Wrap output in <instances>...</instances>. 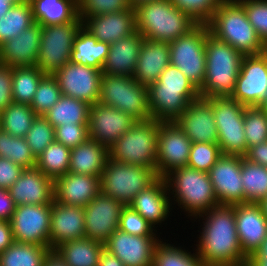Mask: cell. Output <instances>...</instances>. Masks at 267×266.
<instances>
[{"mask_svg":"<svg viewBox=\"0 0 267 266\" xmlns=\"http://www.w3.org/2000/svg\"><path fill=\"white\" fill-rule=\"evenodd\" d=\"M35 23L29 0L14 4L0 18V45L21 34Z\"/></svg>","mask_w":267,"mask_h":266,"instance_id":"obj_39","label":"cell"},{"mask_svg":"<svg viewBox=\"0 0 267 266\" xmlns=\"http://www.w3.org/2000/svg\"><path fill=\"white\" fill-rule=\"evenodd\" d=\"M33 19L41 26L74 22L79 18L78 0H29Z\"/></svg>","mask_w":267,"mask_h":266,"instance_id":"obj_31","label":"cell"},{"mask_svg":"<svg viewBox=\"0 0 267 266\" xmlns=\"http://www.w3.org/2000/svg\"><path fill=\"white\" fill-rule=\"evenodd\" d=\"M267 96V55L244 56L231 97L247 107L259 106Z\"/></svg>","mask_w":267,"mask_h":266,"instance_id":"obj_14","label":"cell"},{"mask_svg":"<svg viewBox=\"0 0 267 266\" xmlns=\"http://www.w3.org/2000/svg\"><path fill=\"white\" fill-rule=\"evenodd\" d=\"M15 203L8 190L0 188V220L10 221L15 211Z\"/></svg>","mask_w":267,"mask_h":266,"instance_id":"obj_57","label":"cell"},{"mask_svg":"<svg viewBox=\"0 0 267 266\" xmlns=\"http://www.w3.org/2000/svg\"><path fill=\"white\" fill-rule=\"evenodd\" d=\"M264 53L267 55V43L265 44V50Z\"/></svg>","mask_w":267,"mask_h":266,"instance_id":"obj_68","label":"cell"},{"mask_svg":"<svg viewBox=\"0 0 267 266\" xmlns=\"http://www.w3.org/2000/svg\"><path fill=\"white\" fill-rule=\"evenodd\" d=\"M8 191L16 206L51 204L54 200L53 180L36 167L24 169Z\"/></svg>","mask_w":267,"mask_h":266,"instance_id":"obj_24","label":"cell"},{"mask_svg":"<svg viewBox=\"0 0 267 266\" xmlns=\"http://www.w3.org/2000/svg\"><path fill=\"white\" fill-rule=\"evenodd\" d=\"M148 1H154V0H128V3L132 8H135L138 5L148 2Z\"/></svg>","mask_w":267,"mask_h":266,"instance_id":"obj_65","label":"cell"},{"mask_svg":"<svg viewBox=\"0 0 267 266\" xmlns=\"http://www.w3.org/2000/svg\"><path fill=\"white\" fill-rule=\"evenodd\" d=\"M51 206H16L10 219L14 241L49 247Z\"/></svg>","mask_w":267,"mask_h":266,"instance_id":"obj_13","label":"cell"},{"mask_svg":"<svg viewBox=\"0 0 267 266\" xmlns=\"http://www.w3.org/2000/svg\"><path fill=\"white\" fill-rule=\"evenodd\" d=\"M158 89L181 92L190 102L200 98L199 89L173 65H168L153 83Z\"/></svg>","mask_w":267,"mask_h":266,"instance_id":"obj_44","label":"cell"},{"mask_svg":"<svg viewBox=\"0 0 267 266\" xmlns=\"http://www.w3.org/2000/svg\"><path fill=\"white\" fill-rule=\"evenodd\" d=\"M207 26L210 34L231 45L243 56L261 54L265 50V44L237 0H224Z\"/></svg>","mask_w":267,"mask_h":266,"instance_id":"obj_3","label":"cell"},{"mask_svg":"<svg viewBox=\"0 0 267 266\" xmlns=\"http://www.w3.org/2000/svg\"><path fill=\"white\" fill-rule=\"evenodd\" d=\"M99 266H125L122 261L108 252L106 249H103L100 258Z\"/></svg>","mask_w":267,"mask_h":266,"instance_id":"obj_59","label":"cell"},{"mask_svg":"<svg viewBox=\"0 0 267 266\" xmlns=\"http://www.w3.org/2000/svg\"><path fill=\"white\" fill-rule=\"evenodd\" d=\"M169 64V43L144 38L132 77L139 83L149 86L158 80Z\"/></svg>","mask_w":267,"mask_h":266,"instance_id":"obj_28","label":"cell"},{"mask_svg":"<svg viewBox=\"0 0 267 266\" xmlns=\"http://www.w3.org/2000/svg\"><path fill=\"white\" fill-rule=\"evenodd\" d=\"M45 74L37 66L13 67L12 96L15 103L30 105Z\"/></svg>","mask_w":267,"mask_h":266,"instance_id":"obj_40","label":"cell"},{"mask_svg":"<svg viewBox=\"0 0 267 266\" xmlns=\"http://www.w3.org/2000/svg\"><path fill=\"white\" fill-rule=\"evenodd\" d=\"M244 133L247 150L267 141V115L258 107H246L244 112Z\"/></svg>","mask_w":267,"mask_h":266,"instance_id":"obj_46","label":"cell"},{"mask_svg":"<svg viewBox=\"0 0 267 266\" xmlns=\"http://www.w3.org/2000/svg\"><path fill=\"white\" fill-rule=\"evenodd\" d=\"M0 157L11 160L24 169L35 168L36 158L25 137H15L0 128Z\"/></svg>","mask_w":267,"mask_h":266,"instance_id":"obj_42","label":"cell"},{"mask_svg":"<svg viewBox=\"0 0 267 266\" xmlns=\"http://www.w3.org/2000/svg\"><path fill=\"white\" fill-rule=\"evenodd\" d=\"M143 39V36L137 31L110 44L109 53L102 67V73L133 76Z\"/></svg>","mask_w":267,"mask_h":266,"instance_id":"obj_29","label":"cell"},{"mask_svg":"<svg viewBox=\"0 0 267 266\" xmlns=\"http://www.w3.org/2000/svg\"><path fill=\"white\" fill-rule=\"evenodd\" d=\"M254 254L258 258H267V236Z\"/></svg>","mask_w":267,"mask_h":266,"instance_id":"obj_63","label":"cell"},{"mask_svg":"<svg viewBox=\"0 0 267 266\" xmlns=\"http://www.w3.org/2000/svg\"><path fill=\"white\" fill-rule=\"evenodd\" d=\"M109 48V43L98 41L81 27L74 39L70 62L90 66L102 71Z\"/></svg>","mask_w":267,"mask_h":266,"instance_id":"obj_33","label":"cell"},{"mask_svg":"<svg viewBox=\"0 0 267 266\" xmlns=\"http://www.w3.org/2000/svg\"><path fill=\"white\" fill-rule=\"evenodd\" d=\"M24 1H26V0H13V2H15V3H20V2H24Z\"/></svg>","mask_w":267,"mask_h":266,"instance_id":"obj_67","label":"cell"},{"mask_svg":"<svg viewBox=\"0 0 267 266\" xmlns=\"http://www.w3.org/2000/svg\"><path fill=\"white\" fill-rule=\"evenodd\" d=\"M198 24H207L224 0H170Z\"/></svg>","mask_w":267,"mask_h":266,"instance_id":"obj_49","label":"cell"},{"mask_svg":"<svg viewBox=\"0 0 267 266\" xmlns=\"http://www.w3.org/2000/svg\"><path fill=\"white\" fill-rule=\"evenodd\" d=\"M43 266H68L55 250H50L45 256Z\"/></svg>","mask_w":267,"mask_h":266,"instance_id":"obj_60","label":"cell"},{"mask_svg":"<svg viewBox=\"0 0 267 266\" xmlns=\"http://www.w3.org/2000/svg\"><path fill=\"white\" fill-rule=\"evenodd\" d=\"M241 177L244 189V203H256L267 197V168L243 158Z\"/></svg>","mask_w":267,"mask_h":266,"instance_id":"obj_37","label":"cell"},{"mask_svg":"<svg viewBox=\"0 0 267 266\" xmlns=\"http://www.w3.org/2000/svg\"><path fill=\"white\" fill-rule=\"evenodd\" d=\"M71 149L54 141L36 158V168L53 181L68 173Z\"/></svg>","mask_w":267,"mask_h":266,"instance_id":"obj_38","label":"cell"},{"mask_svg":"<svg viewBox=\"0 0 267 266\" xmlns=\"http://www.w3.org/2000/svg\"><path fill=\"white\" fill-rule=\"evenodd\" d=\"M170 196L164 178L159 177L146 190L137 194L128 206L156 229L155 225L161 224L170 216L169 210L173 204Z\"/></svg>","mask_w":267,"mask_h":266,"instance_id":"obj_27","label":"cell"},{"mask_svg":"<svg viewBox=\"0 0 267 266\" xmlns=\"http://www.w3.org/2000/svg\"><path fill=\"white\" fill-rule=\"evenodd\" d=\"M164 180L169 194L174 195L172 200L188 216L195 218L219 204L208 172L185 166L168 173Z\"/></svg>","mask_w":267,"mask_h":266,"instance_id":"obj_5","label":"cell"},{"mask_svg":"<svg viewBox=\"0 0 267 266\" xmlns=\"http://www.w3.org/2000/svg\"><path fill=\"white\" fill-rule=\"evenodd\" d=\"M12 69L13 67L0 63V112L14 102L12 96Z\"/></svg>","mask_w":267,"mask_h":266,"instance_id":"obj_54","label":"cell"},{"mask_svg":"<svg viewBox=\"0 0 267 266\" xmlns=\"http://www.w3.org/2000/svg\"><path fill=\"white\" fill-rule=\"evenodd\" d=\"M81 27L80 17L66 24L42 26L36 66L44 74L53 75L70 61L74 39Z\"/></svg>","mask_w":267,"mask_h":266,"instance_id":"obj_11","label":"cell"},{"mask_svg":"<svg viewBox=\"0 0 267 266\" xmlns=\"http://www.w3.org/2000/svg\"><path fill=\"white\" fill-rule=\"evenodd\" d=\"M99 103L123 111L136 121L152 119L148 86L132 76L102 74Z\"/></svg>","mask_w":267,"mask_h":266,"instance_id":"obj_6","label":"cell"},{"mask_svg":"<svg viewBox=\"0 0 267 266\" xmlns=\"http://www.w3.org/2000/svg\"><path fill=\"white\" fill-rule=\"evenodd\" d=\"M236 230L243 253L249 257L267 236V218L256 203L234 205Z\"/></svg>","mask_w":267,"mask_h":266,"instance_id":"obj_22","label":"cell"},{"mask_svg":"<svg viewBox=\"0 0 267 266\" xmlns=\"http://www.w3.org/2000/svg\"><path fill=\"white\" fill-rule=\"evenodd\" d=\"M246 266H267V258H258L253 253L247 258Z\"/></svg>","mask_w":267,"mask_h":266,"instance_id":"obj_61","label":"cell"},{"mask_svg":"<svg viewBox=\"0 0 267 266\" xmlns=\"http://www.w3.org/2000/svg\"><path fill=\"white\" fill-rule=\"evenodd\" d=\"M25 139L30 146L31 153L37 158L46 147L55 141V128L43 116H37Z\"/></svg>","mask_w":267,"mask_h":266,"instance_id":"obj_47","label":"cell"},{"mask_svg":"<svg viewBox=\"0 0 267 266\" xmlns=\"http://www.w3.org/2000/svg\"><path fill=\"white\" fill-rule=\"evenodd\" d=\"M156 236L131 235L117 229L104 243V249L119 258L125 266H152Z\"/></svg>","mask_w":267,"mask_h":266,"instance_id":"obj_19","label":"cell"},{"mask_svg":"<svg viewBox=\"0 0 267 266\" xmlns=\"http://www.w3.org/2000/svg\"><path fill=\"white\" fill-rule=\"evenodd\" d=\"M104 244L90 238L69 240L54 250L68 266H99Z\"/></svg>","mask_w":267,"mask_h":266,"instance_id":"obj_34","label":"cell"},{"mask_svg":"<svg viewBox=\"0 0 267 266\" xmlns=\"http://www.w3.org/2000/svg\"><path fill=\"white\" fill-rule=\"evenodd\" d=\"M160 123L156 119L135 122L109 147V158L120 163L150 167L156 172Z\"/></svg>","mask_w":267,"mask_h":266,"instance_id":"obj_7","label":"cell"},{"mask_svg":"<svg viewBox=\"0 0 267 266\" xmlns=\"http://www.w3.org/2000/svg\"><path fill=\"white\" fill-rule=\"evenodd\" d=\"M84 209L81 206L60 204L53 200L49 231V248L61 243L85 238Z\"/></svg>","mask_w":267,"mask_h":266,"instance_id":"obj_23","label":"cell"},{"mask_svg":"<svg viewBox=\"0 0 267 266\" xmlns=\"http://www.w3.org/2000/svg\"><path fill=\"white\" fill-rule=\"evenodd\" d=\"M53 189L56 202L85 207L100 192V177L68 172L53 181Z\"/></svg>","mask_w":267,"mask_h":266,"instance_id":"obj_26","label":"cell"},{"mask_svg":"<svg viewBox=\"0 0 267 266\" xmlns=\"http://www.w3.org/2000/svg\"><path fill=\"white\" fill-rule=\"evenodd\" d=\"M192 143H218V129L210 103L199 98L175 120Z\"/></svg>","mask_w":267,"mask_h":266,"instance_id":"obj_21","label":"cell"},{"mask_svg":"<svg viewBox=\"0 0 267 266\" xmlns=\"http://www.w3.org/2000/svg\"><path fill=\"white\" fill-rule=\"evenodd\" d=\"M264 44L267 43V0H237Z\"/></svg>","mask_w":267,"mask_h":266,"instance_id":"obj_51","label":"cell"},{"mask_svg":"<svg viewBox=\"0 0 267 266\" xmlns=\"http://www.w3.org/2000/svg\"><path fill=\"white\" fill-rule=\"evenodd\" d=\"M90 104L61 95L58 102L43 117L55 128L66 124H88Z\"/></svg>","mask_w":267,"mask_h":266,"instance_id":"obj_35","label":"cell"},{"mask_svg":"<svg viewBox=\"0 0 267 266\" xmlns=\"http://www.w3.org/2000/svg\"><path fill=\"white\" fill-rule=\"evenodd\" d=\"M249 162L262 165L267 168V141L250 147L244 156Z\"/></svg>","mask_w":267,"mask_h":266,"instance_id":"obj_56","label":"cell"},{"mask_svg":"<svg viewBox=\"0 0 267 266\" xmlns=\"http://www.w3.org/2000/svg\"><path fill=\"white\" fill-rule=\"evenodd\" d=\"M79 17L87 18L130 9L128 0H78Z\"/></svg>","mask_w":267,"mask_h":266,"instance_id":"obj_52","label":"cell"},{"mask_svg":"<svg viewBox=\"0 0 267 266\" xmlns=\"http://www.w3.org/2000/svg\"><path fill=\"white\" fill-rule=\"evenodd\" d=\"M14 242L10 221L0 220V254Z\"/></svg>","mask_w":267,"mask_h":266,"instance_id":"obj_58","label":"cell"},{"mask_svg":"<svg viewBox=\"0 0 267 266\" xmlns=\"http://www.w3.org/2000/svg\"><path fill=\"white\" fill-rule=\"evenodd\" d=\"M258 107L267 115V96Z\"/></svg>","mask_w":267,"mask_h":266,"instance_id":"obj_66","label":"cell"},{"mask_svg":"<svg viewBox=\"0 0 267 266\" xmlns=\"http://www.w3.org/2000/svg\"><path fill=\"white\" fill-rule=\"evenodd\" d=\"M82 27L98 41L112 44L137 32L135 8L80 18Z\"/></svg>","mask_w":267,"mask_h":266,"instance_id":"obj_20","label":"cell"},{"mask_svg":"<svg viewBox=\"0 0 267 266\" xmlns=\"http://www.w3.org/2000/svg\"><path fill=\"white\" fill-rule=\"evenodd\" d=\"M195 218L204 220L195 251L205 266H246L248 257L239 243L234 205L218 204Z\"/></svg>","mask_w":267,"mask_h":266,"instance_id":"obj_1","label":"cell"},{"mask_svg":"<svg viewBox=\"0 0 267 266\" xmlns=\"http://www.w3.org/2000/svg\"><path fill=\"white\" fill-rule=\"evenodd\" d=\"M23 171L22 166L0 157V188L8 190L18 180Z\"/></svg>","mask_w":267,"mask_h":266,"instance_id":"obj_55","label":"cell"},{"mask_svg":"<svg viewBox=\"0 0 267 266\" xmlns=\"http://www.w3.org/2000/svg\"><path fill=\"white\" fill-rule=\"evenodd\" d=\"M61 95V89L55 77L45 74L37 86L30 107L37 116H43L58 102Z\"/></svg>","mask_w":267,"mask_h":266,"instance_id":"obj_45","label":"cell"},{"mask_svg":"<svg viewBox=\"0 0 267 266\" xmlns=\"http://www.w3.org/2000/svg\"><path fill=\"white\" fill-rule=\"evenodd\" d=\"M50 250L46 246L14 241L0 254V266H43Z\"/></svg>","mask_w":267,"mask_h":266,"instance_id":"obj_36","label":"cell"},{"mask_svg":"<svg viewBox=\"0 0 267 266\" xmlns=\"http://www.w3.org/2000/svg\"><path fill=\"white\" fill-rule=\"evenodd\" d=\"M36 117L30 105L12 102L0 112V128L12 136L25 137Z\"/></svg>","mask_w":267,"mask_h":266,"instance_id":"obj_41","label":"cell"},{"mask_svg":"<svg viewBox=\"0 0 267 266\" xmlns=\"http://www.w3.org/2000/svg\"><path fill=\"white\" fill-rule=\"evenodd\" d=\"M221 155L217 143H192L187 166L199 171L209 172Z\"/></svg>","mask_w":267,"mask_h":266,"instance_id":"obj_48","label":"cell"},{"mask_svg":"<svg viewBox=\"0 0 267 266\" xmlns=\"http://www.w3.org/2000/svg\"><path fill=\"white\" fill-rule=\"evenodd\" d=\"M118 229L131 235L157 236V230L130 206L122 209Z\"/></svg>","mask_w":267,"mask_h":266,"instance_id":"obj_50","label":"cell"},{"mask_svg":"<svg viewBox=\"0 0 267 266\" xmlns=\"http://www.w3.org/2000/svg\"><path fill=\"white\" fill-rule=\"evenodd\" d=\"M102 71L90 66L66 63L53 74L61 94L93 105L99 102Z\"/></svg>","mask_w":267,"mask_h":266,"instance_id":"obj_15","label":"cell"},{"mask_svg":"<svg viewBox=\"0 0 267 266\" xmlns=\"http://www.w3.org/2000/svg\"><path fill=\"white\" fill-rule=\"evenodd\" d=\"M149 109L152 119L174 122L190 101L179 91L161 90L153 83L148 86Z\"/></svg>","mask_w":267,"mask_h":266,"instance_id":"obj_32","label":"cell"},{"mask_svg":"<svg viewBox=\"0 0 267 266\" xmlns=\"http://www.w3.org/2000/svg\"><path fill=\"white\" fill-rule=\"evenodd\" d=\"M159 177L150 167L108 159L100 176V192L128 206L134 197Z\"/></svg>","mask_w":267,"mask_h":266,"instance_id":"obj_8","label":"cell"},{"mask_svg":"<svg viewBox=\"0 0 267 266\" xmlns=\"http://www.w3.org/2000/svg\"><path fill=\"white\" fill-rule=\"evenodd\" d=\"M191 146V140L175 121L161 122L157 138V176L164 178L173 170L187 166Z\"/></svg>","mask_w":267,"mask_h":266,"instance_id":"obj_12","label":"cell"},{"mask_svg":"<svg viewBox=\"0 0 267 266\" xmlns=\"http://www.w3.org/2000/svg\"><path fill=\"white\" fill-rule=\"evenodd\" d=\"M206 71L200 98L231 96L239 76L243 55L231 45L207 33Z\"/></svg>","mask_w":267,"mask_h":266,"instance_id":"obj_2","label":"cell"},{"mask_svg":"<svg viewBox=\"0 0 267 266\" xmlns=\"http://www.w3.org/2000/svg\"><path fill=\"white\" fill-rule=\"evenodd\" d=\"M123 203L99 192L84 209L85 237L105 243L119 227Z\"/></svg>","mask_w":267,"mask_h":266,"instance_id":"obj_16","label":"cell"},{"mask_svg":"<svg viewBox=\"0 0 267 266\" xmlns=\"http://www.w3.org/2000/svg\"><path fill=\"white\" fill-rule=\"evenodd\" d=\"M243 156L222 154L209 173L215 197L221 205L244 203V189L241 177Z\"/></svg>","mask_w":267,"mask_h":266,"instance_id":"obj_17","label":"cell"},{"mask_svg":"<svg viewBox=\"0 0 267 266\" xmlns=\"http://www.w3.org/2000/svg\"><path fill=\"white\" fill-rule=\"evenodd\" d=\"M109 159V148L90 138L71 149L68 172L101 176Z\"/></svg>","mask_w":267,"mask_h":266,"instance_id":"obj_30","label":"cell"},{"mask_svg":"<svg viewBox=\"0 0 267 266\" xmlns=\"http://www.w3.org/2000/svg\"><path fill=\"white\" fill-rule=\"evenodd\" d=\"M159 241L155 246L152 266H205L197 252Z\"/></svg>","mask_w":267,"mask_h":266,"instance_id":"obj_43","label":"cell"},{"mask_svg":"<svg viewBox=\"0 0 267 266\" xmlns=\"http://www.w3.org/2000/svg\"><path fill=\"white\" fill-rule=\"evenodd\" d=\"M213 110L218 129V145L222 154L245 156L244 112L247 106L231 96L206 99Z\"/></svg>","mask_w":267,"mask_h":266,"instance_id":"obj_9","label":"cell"},{"mask_svg":"<svg viewBox=\"0 0 267 266\" xmlns=\"http://www.w3.org/2000/svg\"><path fill=\"white\" fill-rule=\"evenodd\" d=\"M137 122L123 111L99 102L90 106L88 136L109 148Z\"/></svg>","mask_w":267,"mask_h":266,"instance_id":"obj_18","label":"cell"},{"mask_svg":"<svg viewBox=\"0 0 267 266\" xmlns=\"http://www.w3.org/2000/svg\"><path fill=\"white\" fill-rule=\"evenodd\" d=\"M16 4L13 0H0V18H2L7 11Z\"/></svg>","mask_w":267,"mask_h":266,"instance_id":"obj_62","label":"cell"},{"mask_svg":"<svg viewBox=\"0 0 267 266\" xmlns=\"http://www.w3.org/2000/svg\"><path fill=\"white\" fill-rule=\"evenodd\" d=\"M42 26L34 23L0 45V63L11 67L36 66Z\"/></svg>","mask_w":267,"mask_h":266,"instance_id":"obj_25","label":"cell"},{"mask_svg":"<svg viewBox=\"0 0 267 266\" xmlns=\"http://www.w3.org/2000/svg\"><path fill=\"white\" fill-rule=\"evenodd\" d=\"M258 205L260 206L264 216L267 218V197L261 200Z\"/></svg>","mask_w":267,"mask_h":266,"instance_id":"obj_64","label":"cell"},{"mask_svg":"<svg viewBox=\"0 0 267 266\" xmlns=\"http://www.w3.org/2000/svg\"><path fill=\"white\" fill-rule=\"evenodd\" d=\"M88 136V124H62L55 127V141L72 149L85 142Z\"/></svg>","mask_w":267,"mask_h":266,"instance_id":"obj_53","label":"cell"},{"mask_svg":"<svg viewBox=\"0 0 267 266\" xmlns=\"http://www.w3.org/2000/svg\"><path fill=\"white\" fill-rule=\"evenodd\" d=\"M208 32L207 24H197L188 33L169 43L170 65L180 69L198 89L205 78Z\"/></svg>","mask_w":267,"mask_h":266,"instance_id":"obj_10","label":"cell"},{"mask_svg":"<svg viewBox=\"0 0 267 266\" xmlns=\"http://www.w3.org/2000/svg\"><path fill=\"white\" fill-rule=\"evenodd\" d=\"M137 31L145 39L172 42L198 23L170 0H154L135 7Z\"/></svg>","mask_w":267,"mask_h":266,"instance_id":"obj_4","label":"cell"}]
</instances>
